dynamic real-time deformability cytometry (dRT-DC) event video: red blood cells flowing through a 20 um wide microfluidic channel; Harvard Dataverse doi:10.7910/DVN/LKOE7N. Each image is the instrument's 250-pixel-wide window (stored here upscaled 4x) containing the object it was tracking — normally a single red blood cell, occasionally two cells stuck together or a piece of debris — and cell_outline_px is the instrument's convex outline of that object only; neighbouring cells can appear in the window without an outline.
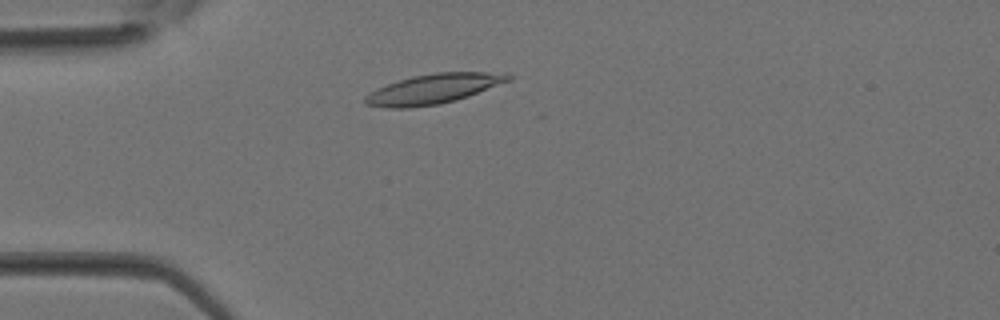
{"species": "Egyptian fruit bat (a non-hibernating species)", "species_latin": "Rousettus aegyptiacus", "temperature_condition": "room temperature", "stored_images_in_passage": 33, "camera_frame_rate_fps": 3000, "um_per_image_px": 0.085, "animal": {"sex": "female"}, "frame": {"image": 1, "passage_image": 6, "time_ms": 1.667, "image_size_px": [1000, 320], "cell_outline_px": [[512, 80], [468, 96], [456, 100], [440, 104], [408, 108], [388, 108], [364, 104], [364, 96], [388, 84], [412, 76], [436, 72], [504, 72], [512, 76]], "centroid_in_image_um": [36.89, 7.55], "position_along_channel_um": 48.1, "area_um2": 24.8}}
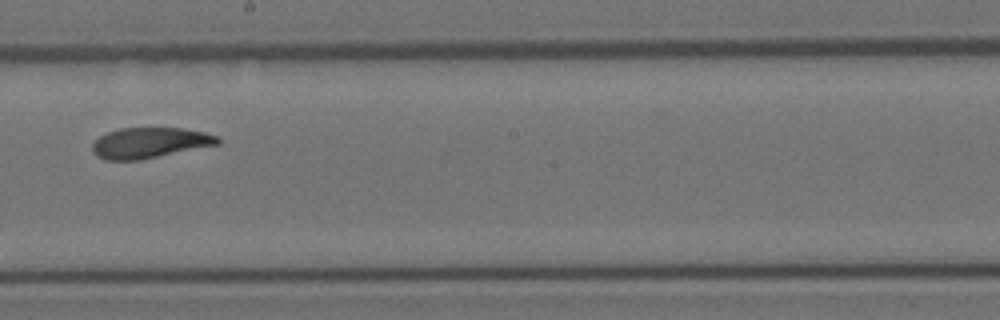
{"frame": {"image": 2, "passage_image": 17, "time_ms": 5.333, "image_size_px": [1000, 320], "cell_outline_px": [[220, 144], [140, 160], [104, 160], [96, 156], [92, 152], [92, 144], [100, 136], [108, 132], [120, 128], [184, 128], [204, 132], [220, 136]], "centroid_in_image_um": [12.73, 12.14], "position_along_channel_um": 235.5, "area_um2": 22.48}}
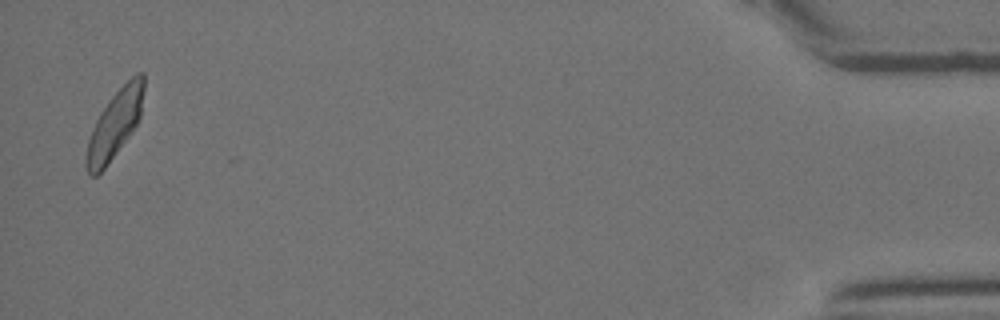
{"frame": {"image": 3, "passage_image": 32, "time_ms": 10.333, "image_size_px": [1000, 320], "cell_outline_px": [[144, 88], [140, 116], [136, 124], [128, 136], [104, 168], [96, 176], [88, 176], [84, 164], [84, 160], [88, 140], [92, 128], [100, 112], [108, 100], [136, 72], [144, 72]], "centroid_in_image_um": [9.72, 10.57], "position_along_channel_um": 425.5, "area_um2": 22.48}}